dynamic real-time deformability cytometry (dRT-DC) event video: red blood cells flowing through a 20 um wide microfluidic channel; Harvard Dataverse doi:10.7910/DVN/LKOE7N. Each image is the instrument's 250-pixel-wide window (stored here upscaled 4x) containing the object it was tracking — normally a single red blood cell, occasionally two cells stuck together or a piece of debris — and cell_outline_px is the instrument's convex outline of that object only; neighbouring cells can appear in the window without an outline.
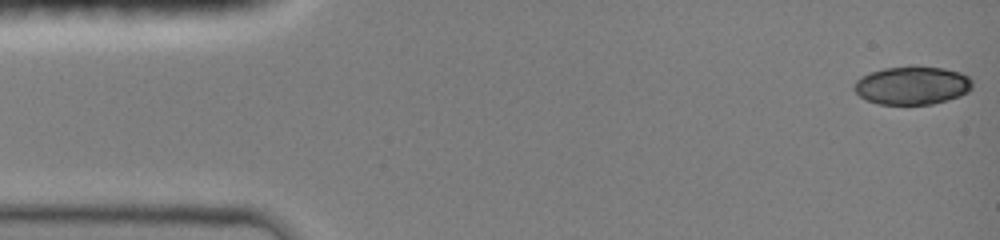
{"species": "common noctule bat (a hibernating species)", "species_latin": "Nyctalus noctula", "temperature_condition": "room temperature", "stored_images_in_passage": 47, "camera_frame_rate_fps": 3000, "um_per_image_px": 0.085, "animal": {"sex": "female", "body_mass_g": 19.0, "forearm_length_mm": 51.5}, "frame": {"image": 1, "passage_image": 1, "time_ms": 0.0, "image_size_px": [1000, 240], "cell_outline_px": [[972, 88], [968, 92], [960, 96], [932, 104], [880, 104], [868, 100], [860, 96], [852, 88], [856, 80], [868, 72], [884, 68], [908, 64], [916, 64], [944, 68], [960, 72], [968, 76], [972, 80]], "centroid_in_image_um": [77.54, 7.22], "position_along_channel_um": 7.5, "area_um2": 26.93}}
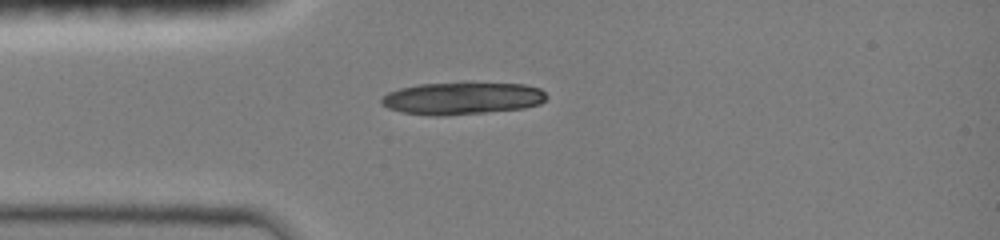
{"frame": {"image": 2, "passage_image": 12, "time_ms": 3.667, "image_size_px": [1000, 240], "cell_outline_px": [[548, 96], [540, 104], [524, 108], [444, 116], [428, 116], [400, 112], [388, 108], [380, 104], [380, 100], [388, 92], [400, 88], [420, 84], [524, 84], [540, 88]], "centroid_in_image_um": [39.25, 8.38], "position_along_channel_um": 45.8, "area_um2": 30.75}}